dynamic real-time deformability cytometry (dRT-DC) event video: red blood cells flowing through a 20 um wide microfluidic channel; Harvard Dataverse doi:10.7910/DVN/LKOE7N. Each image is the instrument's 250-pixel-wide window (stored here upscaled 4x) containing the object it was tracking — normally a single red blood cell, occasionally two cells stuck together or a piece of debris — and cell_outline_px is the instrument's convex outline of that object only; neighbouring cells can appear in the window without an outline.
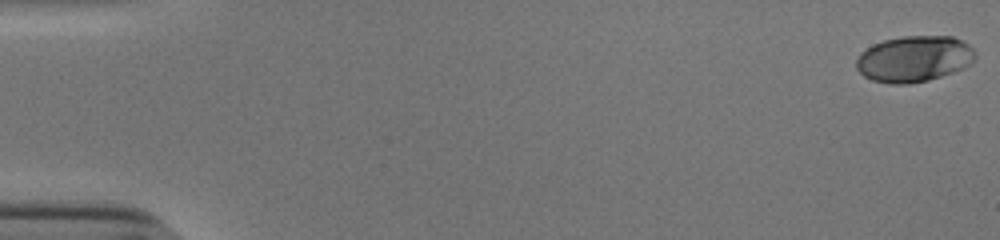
{"species": "human", "species_latin": "Homo sapiens", "temperature_condition": "cold", "stored_images_in_passage": 47, "camera_frame_rate_fps": 3000, "um_per_image_px": 0.085, "donor": {"sex": "male"}, "frame": {"image": 1, "passage_image": 1, "time_ms": 0.0, "image_size_px": [1000, 240], "cell_outline_px": [[976, 60], [964, 68], [928, 80], [908, 84], [892, 84], [872, 80], [864, 76], [856, 68], [856, 60], [860, 52], [872, 44], [884, 40], [900, 36], [952, 36], [964, 40], [976, 52]], "centroid_in_image_um": [77.7, 4.99], "position_along_channel_um": 7.3, "area_um2": 32.25}}
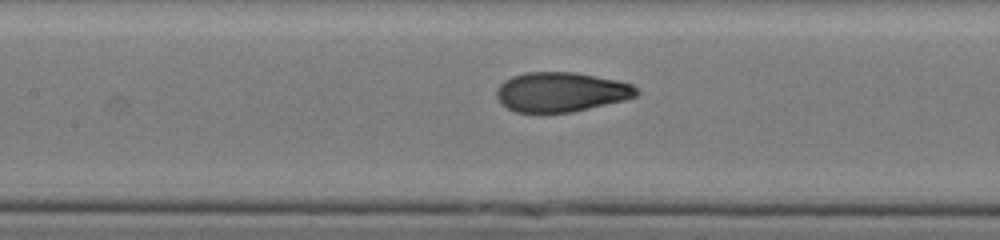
{"frame": {"image": 2, "passage_image": 26, "time_ms": 8.333, "image_size_px": [1000, 240], "cell_outline_px": [[640, 92], [636, 96], [624, 100], [572, 112], [540, 116], [516, 112], [500, 104], [496, 96], [496, 88], [504, 80], [512, 76], [524, 72], [572, 72], [616, 80], [632, 84]], "centroid_in_image_um": [47.61, 7.86], "position_along_channel_um": 159.8, "area_um2": 33.06}}
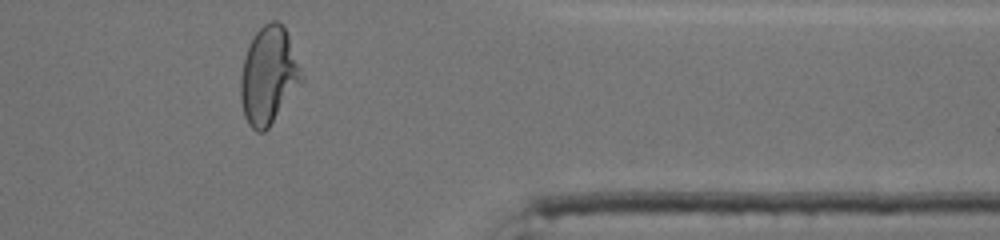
{"frame": {"image": 3, "passage_image": 45, "time_ms": 14.667, "image_size_px": [1000, 240], "cell_outline_px": [[304, 80], [268, 128], [264, 132], [256, 132], [248, 124], [244, 116], [240, 100], [240, 76], [244, 56], [252, 36], [268, 20], [276, 20], [284, 24], [304, 76]], "centroid_in_image_um": [22.82, 6.41], "position_along_channel_um": 388.6, "area_um2": 34.97}, "authors_computed_cell_mechanics": {"area_um2": 32.2524, "velocity_mm_per_s": 3.8559, "shape_relaxation_time_tau1_ms": 6.0374, "shape_relaxation_time_tau2_ms": null, "deformation_change_tau1": 0.223, "deformation_change_tau2": null}}